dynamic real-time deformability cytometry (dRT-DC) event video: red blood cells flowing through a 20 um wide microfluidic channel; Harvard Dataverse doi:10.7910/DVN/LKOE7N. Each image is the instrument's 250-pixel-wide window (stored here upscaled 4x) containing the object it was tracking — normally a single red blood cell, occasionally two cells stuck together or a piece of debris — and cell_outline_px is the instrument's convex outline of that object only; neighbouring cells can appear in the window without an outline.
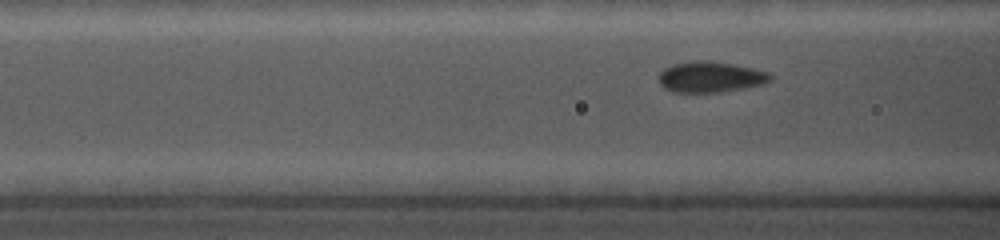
{"species": "common noctule bat (a hibernating species)", "species_latin": "Nyctalus noctula", "temperature_condition": "cold", "stored_images_in_passage": 12, "camera_frame_rate_fps": 5000, "um_per_image_px": 0.085, "animal": {"sex": "female", "body_mass_g": 19.0, "forearm_length_mm": 56.7}, "frame": {"image": 1, "passage_image": 10, "time_ms": 1.8, "image_size_px": [1000, 240], "cell_outline_px": [[772, 80], [760, 84], [720, 92], [672, 92], [664, 88], [660, 84], [660, 72], [664, 68], [672, 64], [692, 60], [708, 60], [732, 64], [752, 68], [768, 72], [772, 76]], "centroid_in_image_um": [60.35, 6.53], "position_along_channel_um": 106.3, "area_um2": 19.88}}